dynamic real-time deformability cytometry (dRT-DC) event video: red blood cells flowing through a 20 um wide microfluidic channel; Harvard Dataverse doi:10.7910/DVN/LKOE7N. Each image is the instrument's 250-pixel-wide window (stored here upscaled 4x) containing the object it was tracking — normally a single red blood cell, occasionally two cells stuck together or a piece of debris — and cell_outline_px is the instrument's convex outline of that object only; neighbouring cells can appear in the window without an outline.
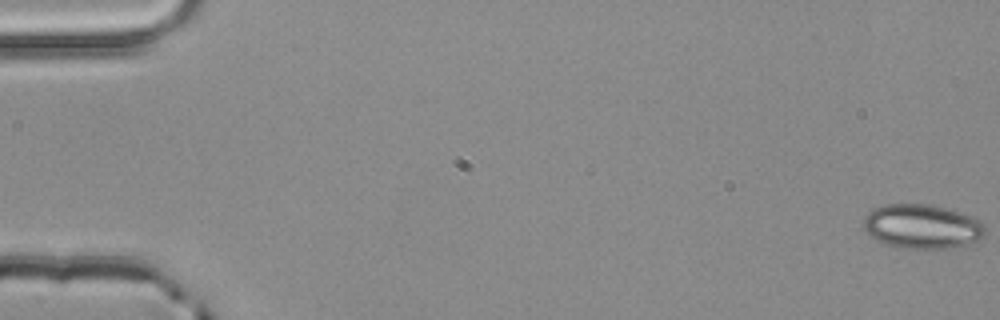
{"species": "common noctule bat (a hibernating species)", "species_latin": "Nyctalus noctula", "temperature_condition": "room temperature", "stored_images_in_passage": 4, "camera_frame_rate_fps": 3000, "um_per_image_px": 0.085, "animal": {"sex": "male", "body_mass_g": 20.4}, "frame": {"image": 1, "passage_image": 1, "time_ms": 0.0, "image_size_px": [1000, 320], "cell_outline_px": [[984, 236], [972, 248], [904, 248], [888, 244], [876, 240], [868, 236], [864, 228], [864, 216], [872, 208], [884, 204], [928, 204], [944, 208], [972, 216], [980, 220], [984, 224]], "centroid_in_image_um": [78.43, 19.27], "position_along_channel_um": 6.6, "area_um2": 32.02}}